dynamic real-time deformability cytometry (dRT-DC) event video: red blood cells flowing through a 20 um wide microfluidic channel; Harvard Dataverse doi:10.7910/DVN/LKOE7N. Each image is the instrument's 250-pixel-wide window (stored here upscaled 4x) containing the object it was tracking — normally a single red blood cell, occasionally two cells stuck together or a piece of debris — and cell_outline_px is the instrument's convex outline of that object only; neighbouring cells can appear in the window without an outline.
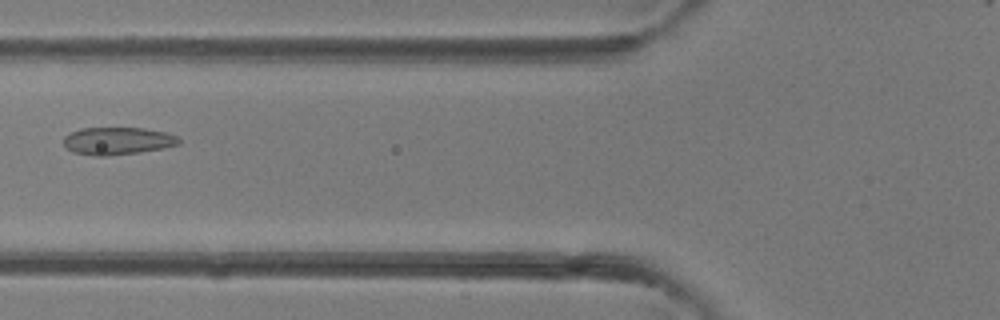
{"species": "common noctule bat (a hibernating species)", "species_latin": "Nyctalus noctula", "temperature_condition": "room temperature", "stored_images_in_passage": 27, "camera_frame_rate_fps": 3000, "um_per_image_px": 0.085, "animal": {"sex": "female"}, "frame": {"image": 1, "passage_image": 6, "time_ms": 1.667, "image_size_px": [1000, 320], "cell_outline_px": [[180, 144], [164, 148], [140, 152], [108, 156], [92, 156], [72, 152], [64, 144], [64, 136], [80, 128], [144, 128], [164, 132], [176, 136], [180, 140]], "centroid_in_image_um": [9.98, 11.98], "position_along_channel_um": 115.8, "area_um2": 18.5}}
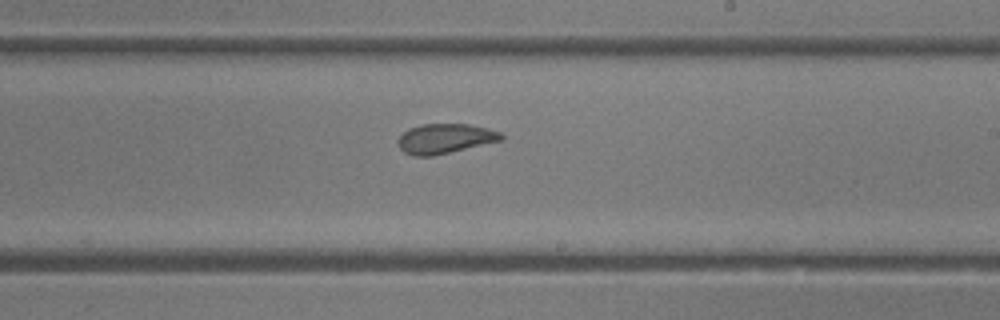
{"frame": {"image": 2, "passage_image": 14, "time_ms": 4.333, "image_size_px": [1000, 320], "cell_outline_px": [[504, 140], [432, 156], [412, 156], [404, 152], [400, 148], [396, 140], [408, 128], [420, 124], [468, 124], [488, 128], [500, 132], [504, 136]], "centroid_in_image_um": [37.82, 11.78], "position_along_channel_um": 251.2, "area_um2": 18.03}}
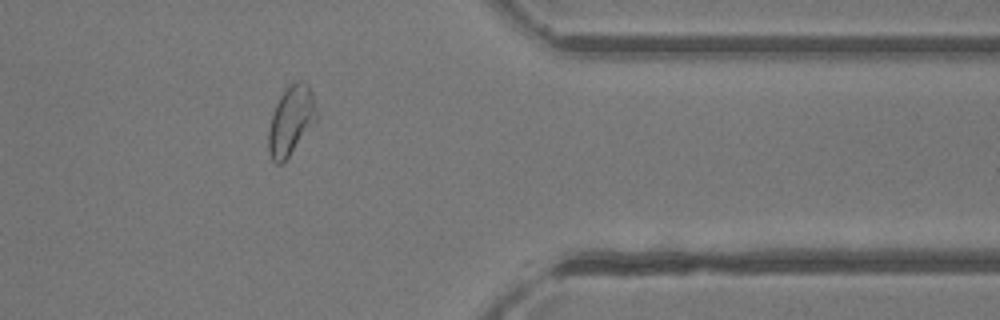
{"frame": {"image": 3, "passage_image": 23, "time_ms": 7.333, "image_size_px": [1000, 320], "cell_outline_px": [[320, 116], [284, 164], [276, 164], [272, 160], [268, 152], [268, 128], [272, 112], [280, 96], [296, 80], [304, 80], [308, 84], [312, 92]], "centroid_in_image_um": [24.75, 10.28], "position_along_channel_um": 386.6, "area_um2": 19.88}}